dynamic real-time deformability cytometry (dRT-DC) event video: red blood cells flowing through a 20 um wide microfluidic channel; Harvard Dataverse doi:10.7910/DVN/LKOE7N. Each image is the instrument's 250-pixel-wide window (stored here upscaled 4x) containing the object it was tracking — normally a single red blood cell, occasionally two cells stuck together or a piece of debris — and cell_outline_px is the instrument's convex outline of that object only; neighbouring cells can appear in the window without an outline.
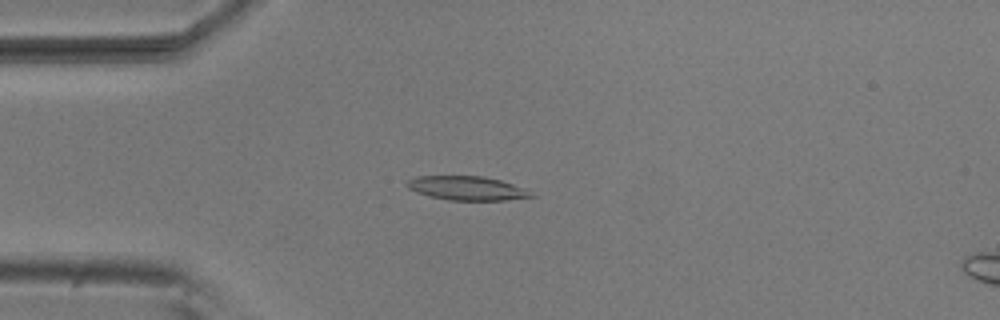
{"species": "common noctule bat (a hibernating species)", "species_latin": "Nyctalus noctula", "temperature_condition": "room temperature", "stored_images_in_passage": 52, "camera_frame_rate_fps": 3000, "um_per_image_px": 0.085, "animal": {"sex": "male", "body_mass_g": 20.5, "forearm_length_mm": 52.5}, "frame": {"image": 1, "passage_image": 13, "time_ms": 4.0, "image_size_px": [1000, 320], "cell_outline_px": [[536, 196], [504, 200], [448, 200], [428, 196], [416, 192], [408, 188], [404, 184], [408, 180], [416, 176], [484, 176], [500, 180], [524, 188]], "centroid_in_image_um": [39.64, 15.99], "position_along_channel_um": 45.4, "area_um2": 17.34}}
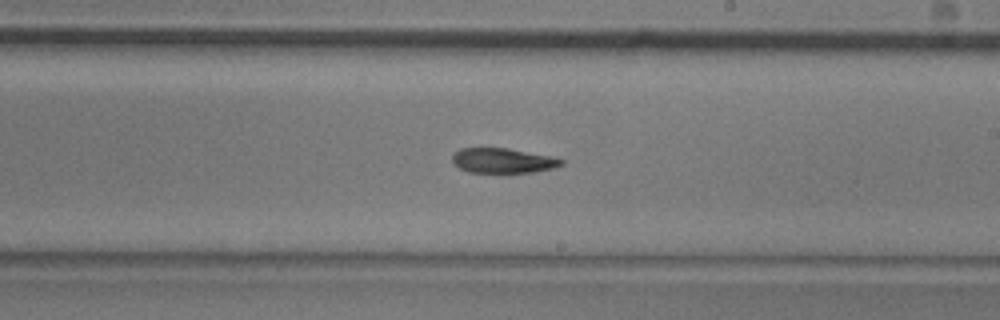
{"frame": {"image": 2, "passage_image": 30, "time_ms": 9.667, "image_size_px": [1000, 320], "cell_outline_px": [[564, 164], [556, 168], [536, 172], [468, 172], [460, 168], [452, 160], [452, 156], [460, 148], [508, 148], [552, 156], [564, 160]], "centroid_in_image_um": [42.81, 13.65], "position_along_channel_um": 246.2, "area_um2": 15.84}}
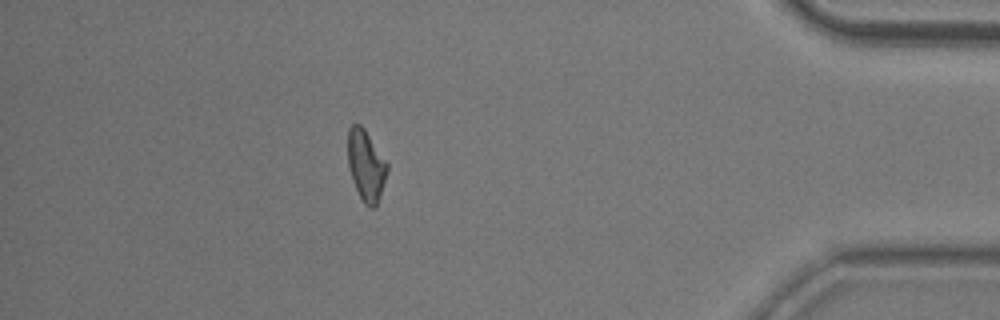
{"frame": {"image": 3, "passage_image": 46, "time_ms": 15.0, "image_size_px": [1000, 320], "cell_outline_px": [[388, 168], [380, 196], [376, 208], [368, 208], [364, 204], [356, 188], [348, 164], [348, 128], [352, 124], [360, 124], [364, 128], [388, 164]], "centroid_in_image_um": [31.11, 14.07], "position_along_channel_um": 404.1, "area_um2": 16.07}, "authors_computed_cell_mechanics": {"area_um2": 16.7331, "velocity_mm_per_s": 3.8138, "shape_relaxation_time_tau1_ms": 4.444, "shape_relaxation_time_tau2_ms": 7.6583, "deformation_change_tau1": 0.1738, "deformation_change_tau2": 0.1934}}